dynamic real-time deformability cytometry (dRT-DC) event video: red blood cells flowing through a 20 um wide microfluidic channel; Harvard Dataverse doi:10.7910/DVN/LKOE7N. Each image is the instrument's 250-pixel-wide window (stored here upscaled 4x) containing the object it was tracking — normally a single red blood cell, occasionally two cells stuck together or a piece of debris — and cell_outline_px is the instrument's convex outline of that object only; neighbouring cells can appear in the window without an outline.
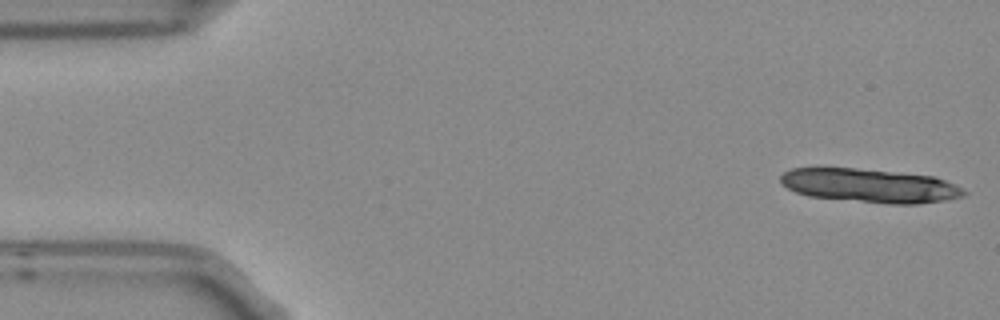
{"species": "Egyptian fruit bat (a non-hibernating species)", "species_latin": "Rousettus aegyptiacus", "temperature_condition": "room temperature", "stored_images_in_passage": 4, "camera_frame_rate_fps": 3000, "um_per_image_px": 0.085, "frame": {"image": 1, "passage_image": 1, "time_ms": 0.0, "image_size_px": [1000, 320], "cell_outline_px": [[968, 192], [964, 196], [944, 200], [916, 204], [888, 204], [808, 196], [796, 192], [780, 184], [780, 176], [784, 172], [792, 168], [856, 168], [932, 176], [944, 180], [964, 188]], "centroid_in_image_um": [73.93, 15.78], "position_along_channel_um": 11.1, "area_um2": 36.01}}